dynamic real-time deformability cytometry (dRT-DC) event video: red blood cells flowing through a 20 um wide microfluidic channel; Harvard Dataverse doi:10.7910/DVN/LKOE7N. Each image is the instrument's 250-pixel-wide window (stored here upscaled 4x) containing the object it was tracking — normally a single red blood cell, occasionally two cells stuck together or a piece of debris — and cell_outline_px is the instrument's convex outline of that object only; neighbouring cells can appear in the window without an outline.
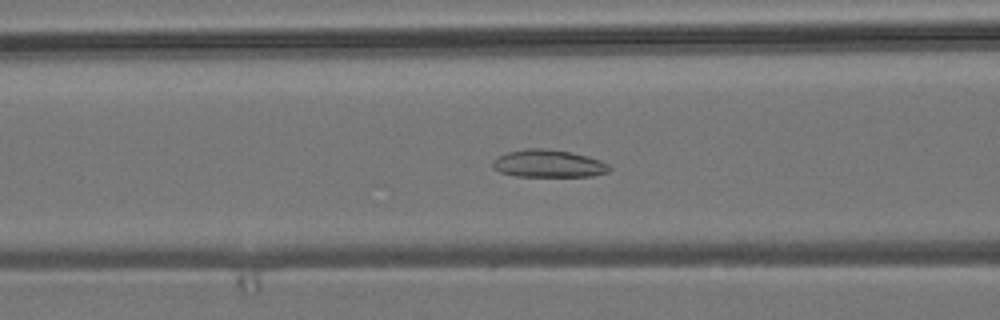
{"species": "common noctule bat (a hibernating species)", "species_latin": "Nyctalus noctula", "temperature_condition": "room temperature", "stored_images_in_passage": 53, "camera_frame_rate_fps": 3000, "um_per_image_px": 0.085, "animal": {"sex": "male", "body_mass_g": 19.2, "forearm_length_mm": 51.8}, "frame": {"image": 1, "passage_image": 21, "time_ms": 6.667, "image_size_px": [1000, 320], "cell_outline_px": [[612, 168], [608, 172], [592, 176], [516, 176], [500, 172], [492, 168], [492, 164], [500, 156], [508, 152], [528, 148], [540, 148], [568, 152], [588, 156], [600, 160], [608, 164]], "centroid_in_image_um": [46.64, 13.92], "position_along_channel_um": 120.0, "area_um2": 18.5}}
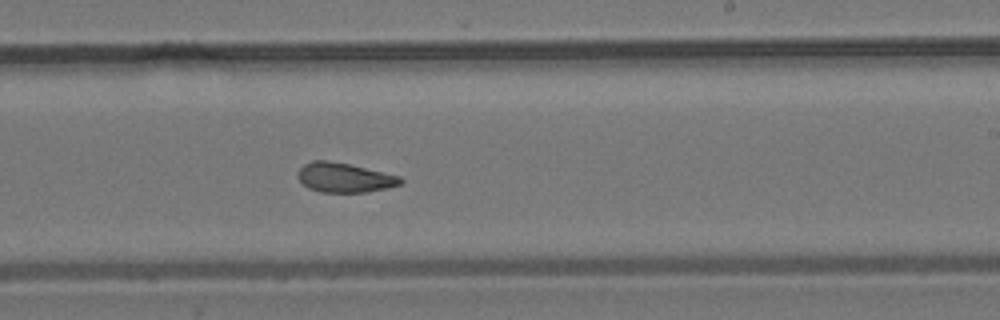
{"frame": {"image": 2, "passage_image": 32, "time_ms": 10.333, "image_size_px": [1000, 320], "cell_outline_px": [[404, 180], [400, 184], [388, 188], [364, 192], [320, 192], [308, 188], [300, 180], [296, 172], [304, 164], [312, 160], [328, 160], [348, 164], [400, 176]], "centroid_in_image_um": [29.26, 15.09], "position_along_channel_um": 259.7, "area_um2": 17.57}}
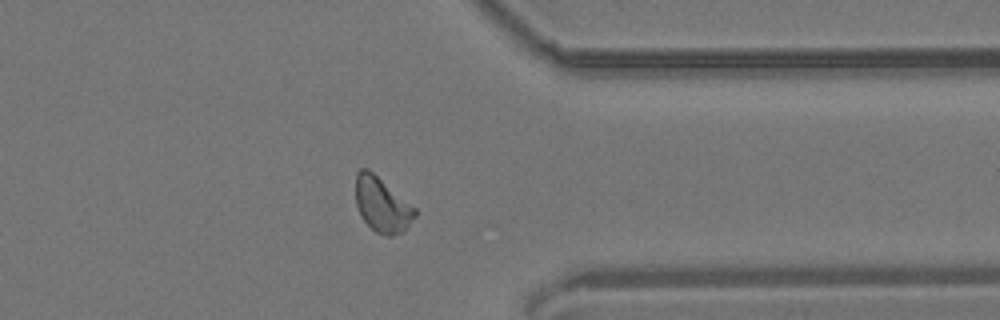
{"frame": {"image": 3, "passage_image": 42, "time_ms": 13.667, "image_size_px": [1000, 320], "cell_outline_px": [[416, 216], [404, 232], [392, 236], [388, 236], [376, 232], [360, 216], [356, 204], [356, 172], [360, 168], [368, 168], [416, 208]], "centroid_in_image_um": [32.48, 17.41], "position_along_channel_um": 378.9, "area_um2": 18.96}, "authors_computed_cell_mechanics": {"area_um2": 19.0162, "velocity_mm_per_s": 3.8145, "shape_relaxation_time_tau1_ms": 9.8926, "shape_relaxation_time_tau2_ms": 1.5822, "deformation_change_tau1": 0.1471, "deformation_change_tau2": 0.087}}